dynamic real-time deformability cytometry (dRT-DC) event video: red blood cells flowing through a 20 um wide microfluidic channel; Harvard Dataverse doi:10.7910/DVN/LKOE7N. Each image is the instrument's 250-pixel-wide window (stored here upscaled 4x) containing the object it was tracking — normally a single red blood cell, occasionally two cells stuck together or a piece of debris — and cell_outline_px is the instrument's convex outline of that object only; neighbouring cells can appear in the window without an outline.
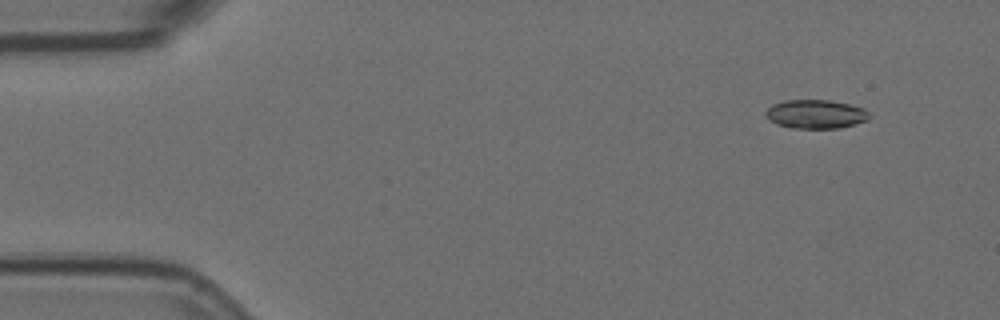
{"species": "Egyptian fruit bat (a non-hibernating species)", "species_latin": "Rousettus aegyptiacus", "temperature_condition": "room temperature", "stored_images_in_passage": 52, "camera_frame_rate_fps": 3000, "um_per_image_px": 0.085, "animal": {"sex": "female"}, "frame": {"image": 1, "passage_image": 1, "time_ms": 0.0, "image_size_px": [1000, 320], "cell_outline_px": [[868, 120], [856, 124], [840, 128], [792, 128], [776, 124], [768, 120], [764, 116], [764, 112], [772, 104], [784, 100], [828, 100], [848, 104], [864, 108], [868, 112]], "centroid_in_image_um": [69.29, 9.7], "position_along_channel_um": 15.7, "area_um2": 17.51}}
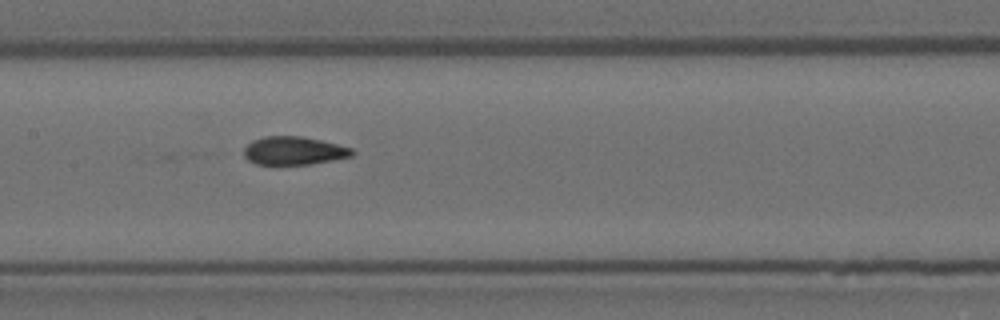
{"frame": {"image": 2, "passage_image": 23, "time_ms": 7.333, "image_size_px": [1000, 320], "cell_outline_px": [[356, 152], [352, 156], [332, 160], [308, 164], [256, 164], [248, 160], [244, 156], [244, 148], [252, 140], [264, 136], [300, 136], [320, 140], [352, 148]], "centroid_in_image_um": [24.96, 12.8], "position_along_channel_um": 182.4, "area_um2": 17.69}}
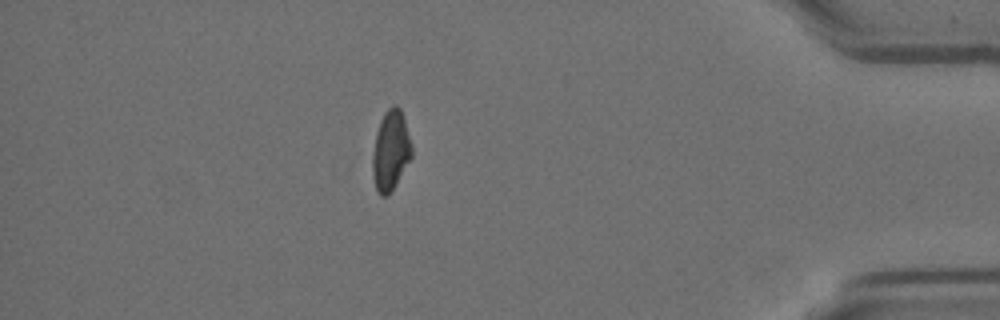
{"frame": {"image": 3, "passage_image": 45, "time_ms": 14.667, "image_size_px": [1000, 320], "cell_outline_px": [[412, 156], [392, 188], [384, 196], [380, 196], [376, 188], [372, 176], [372, 152], [376, 132], [380, 120], [384, 112], [392, 104], [396, 104], [400, 108], [412, 144]], "centroid_in_image_um": [33.18, 12.74], "position_along_channel_um": 402.0, "area_um2": 18.09}, "authors_computed_cell_mechanics": {"area_um2": 18.2359, "velocity_mm_per_s": 3.5998, "shape_relaxation_time_tau1_ms": null, "shape_relaxation_time_tau2_ms": 1.4718, "deformation_change_tau1": null, "deformation_change_tau2": 0.0703}}